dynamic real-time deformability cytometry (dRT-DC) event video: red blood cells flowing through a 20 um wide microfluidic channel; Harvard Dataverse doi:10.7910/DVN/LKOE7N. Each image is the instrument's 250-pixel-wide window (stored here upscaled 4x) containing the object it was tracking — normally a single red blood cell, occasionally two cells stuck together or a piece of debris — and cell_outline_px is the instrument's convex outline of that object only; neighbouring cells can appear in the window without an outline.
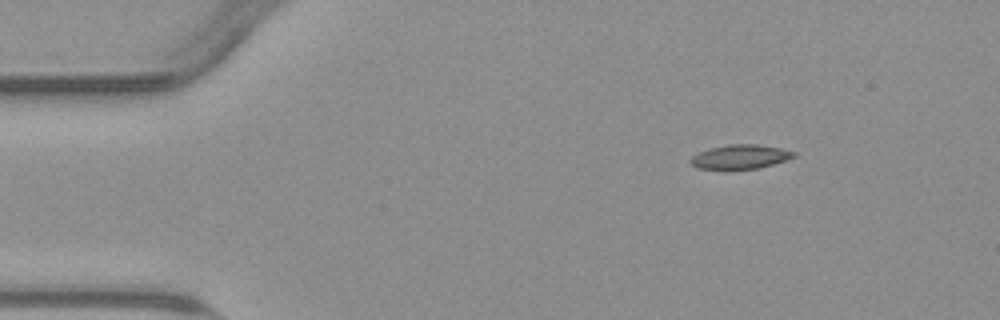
{"species": "common noctule bat (a hibernating species)", "species_latin": "Nyctalus noctula", "temperature_condition": "warm", "stored_images_in_passage": 48, "camera_frame_rate_fps": 3000, "um_per_image_px": 0.085, "animal": {"sex": "male", "body_mass_g": 23.1, "forearm_length_mm": 52.7}, "frame": {"image": 1, "passage_image": 1, "time_ms": 0.0, "image_size_px": [1000, 320], "cell_outline_px": [[796, 156], [772, 164], [756, 168], [724, 172], [696, 168], [692, 164], [692, 156], [700, 152], [712, 148], [728, 144], [756, 144], [780, 148], [796, 152]], "centroid_in_image_um": [62.88, 13.37], "position_along_channel_um": 22.1, "area_um2": 14.85}}
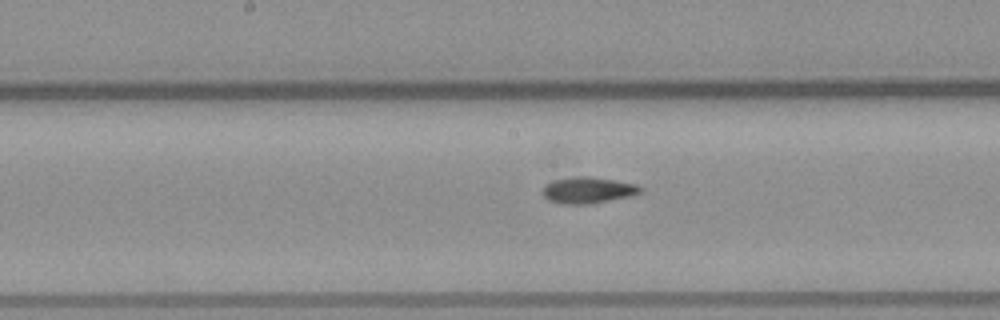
{"frame": {"image": 2, "passage_image": 21, "time_ms": 6.667, "image_size_px": [1000, 320], "cell_outline_px": [[644, 188], [640, 192], [632, 196], [588, 204], [560, 204], [548, 200], [540, 192], [544, 184], [552, 180], [576, 176], [588, 176], [636, 184]], "centroid_in_image_um": [49.92, 16.17], "position_along_channel_um": 198.3, "area_um2": 15.14}}
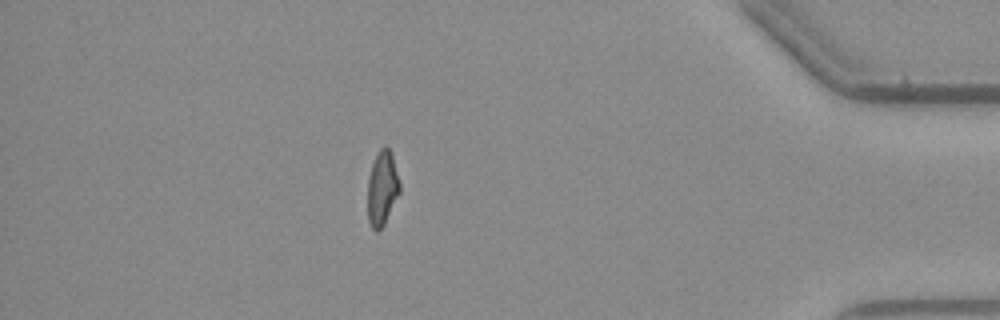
{"frame": {"image": 3, "passage_image": 41, "time_ms": 13.333, "image_size_px": [1000, 320], "cell_outline_px": [[400, 192], [384, 224], [376, 232], [372, 228], [368, 220], [368, 180], [372, 164], [376, 152], [384, 144], [388, 148], [392, 156], [400, 184]], "centroid_in_image_um": [32.48, 15.98], "position_along_channel_um": 402.7, "area_um2": 13.81}, "authors_computed_cell_mechanics": {"area_um2": 14.5945, "velocity_mm_per_s": 3.8018, "shape_relaxation_time_tau1_ms": null, "shape_relaxation_time_tau2_ms": 4.325, "deformation_change_tau1": null, "deformation_change_tau2": 0.1009}}